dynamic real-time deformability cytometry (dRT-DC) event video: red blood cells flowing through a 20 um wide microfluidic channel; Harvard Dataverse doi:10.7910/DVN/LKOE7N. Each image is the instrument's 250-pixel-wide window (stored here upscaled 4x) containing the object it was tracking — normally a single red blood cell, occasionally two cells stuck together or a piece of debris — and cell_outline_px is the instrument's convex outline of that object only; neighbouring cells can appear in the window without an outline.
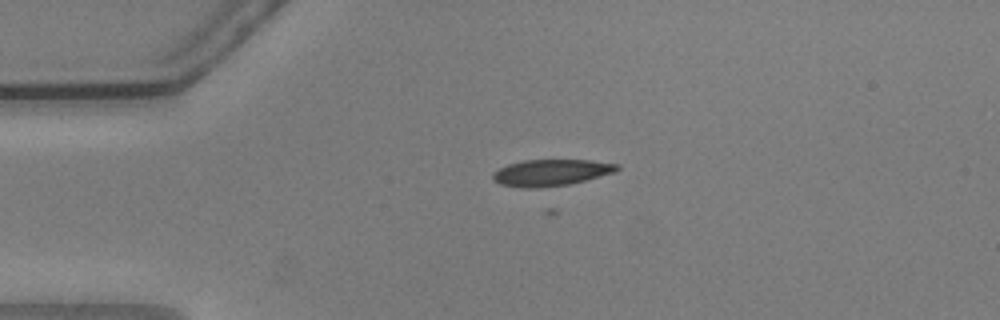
{"species": "common noctule bat (a hibernating species)", "species_latin": "Nyctalus noctula", "temperature_condition": "warm", "stored_images_in_passage": 49, "camera_frame_rate_fps": 3000, "um_per_image_px": 0.085, "animal": {"sex": "male", "body_mass_g": 20.5, "forearm_length_mm": 52.5}, "frame": {"image": 1, "passage_image": 6, "time_ms": 1.667, "image_size_px": [1000, 320], "cell_outline_px": [[620, 168], [616, 172], [568, 184], [536, 188], [520, 188], [500, 184], [492, 180], [492, 172], [508, 164], [524, 160], [592, 160], [620, 164]], "centroid_in_image_um": [46.83, 14.67], "position_along_channel_um": 38.2, "area_um2": 19.25}}
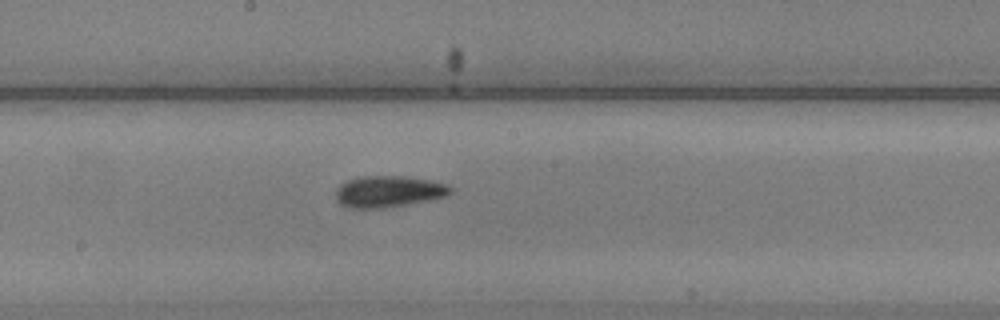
{"frame": {"image": 2, "passage_image": 23, "time_ms": 7.333, "image_size_px": [1000, 320], "cell_outline_px": [[452, 192], [444, 196], [428, 200], [380, 208], [348, 208], [340, 204], [336, 200], [336, 188], [344, 180], [364, 176], [404, 176], [428, 180], [444, 184], [452, 188]], "centroid_in_image_um": [32.94, 16.27], "position_along_channel_um": 215.3, "area_um2": 20.81}}
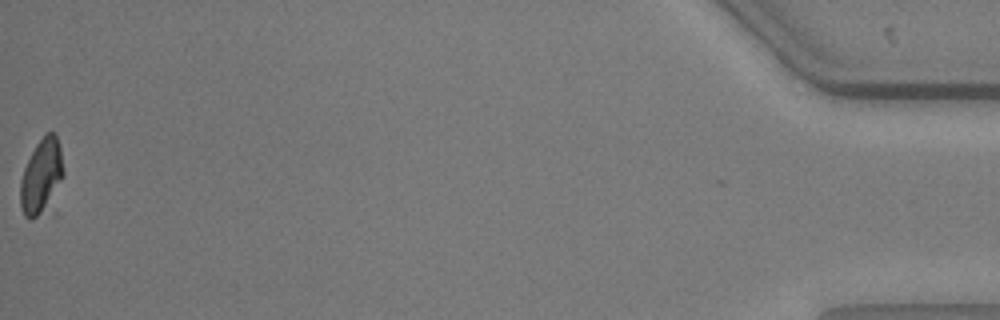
{"frame": {"image": 3, "passage_image": 49, "time_ms": 16.0, "image_size_px": [1000, 320], "cell_outline_px": [[64, 176], [40, 212], [32, 220], [24, 216], [20, 204], [20, 180], [24, 168], [36, 144], [44, 132], [56, 132], [60, 148], [64, 172]], "centroid_in_image_um": [3.49, 14.88], "position_along_channel_um": 431.7, "area_um2": 18.15}, "authors_computed_cell_mechanics": {"area_um2": 19.652, "velocity_mm_per_s": 3.6574, "shape_relaxation_time_tau1_ms": 3.484, "shape_relaxation_time_tau2_ms": 1.7268, "deformation_change_tau1": 0.1428, "deformation_change_tau2": 0.0774}}